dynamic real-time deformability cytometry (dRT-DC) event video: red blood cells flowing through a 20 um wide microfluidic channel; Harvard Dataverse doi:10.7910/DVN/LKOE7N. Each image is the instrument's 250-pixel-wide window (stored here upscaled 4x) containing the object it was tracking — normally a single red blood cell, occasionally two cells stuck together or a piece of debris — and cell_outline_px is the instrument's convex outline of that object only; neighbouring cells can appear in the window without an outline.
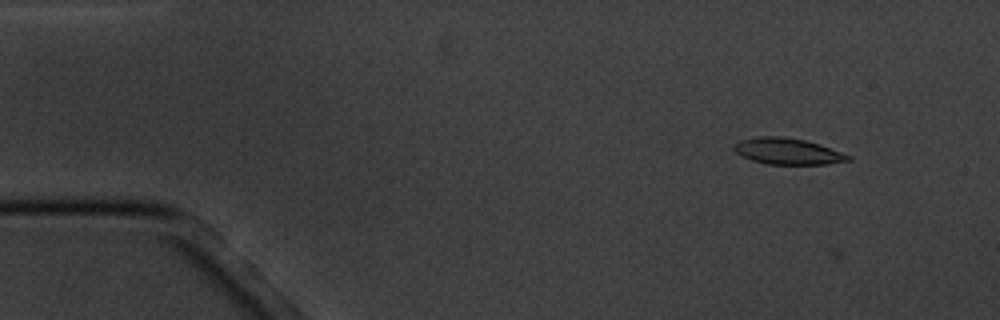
{"species": "common noctule bat (a hibernating species)", "species_latin": "Nyctalus noctula", "temperature_condition": "cold", "stored_images_in_passage": 7, "camera_frame_rate_fps": 3000, "um_per_image_px": 0.085, "animal": {"sex": "male", "body_mass_g": 20.1, "forearm_length_mm": 53.5}, "frame": {"image": 1, "passage_image": 3, "time_ms": 2.333, "image_size_px": [1000, 320], "cell_outline_px": [[852, 160], [828, 164], [768, 164], [752, 160], [736, 152], [732, 148], [740, 140], [760, 136], [784, 136], [804, 140], [820, 144], [852, 156]], "centroid_in_image_um": [66.99, 12.86], "position_along_channel_um": 18.0, "area_um2": 17.4}}